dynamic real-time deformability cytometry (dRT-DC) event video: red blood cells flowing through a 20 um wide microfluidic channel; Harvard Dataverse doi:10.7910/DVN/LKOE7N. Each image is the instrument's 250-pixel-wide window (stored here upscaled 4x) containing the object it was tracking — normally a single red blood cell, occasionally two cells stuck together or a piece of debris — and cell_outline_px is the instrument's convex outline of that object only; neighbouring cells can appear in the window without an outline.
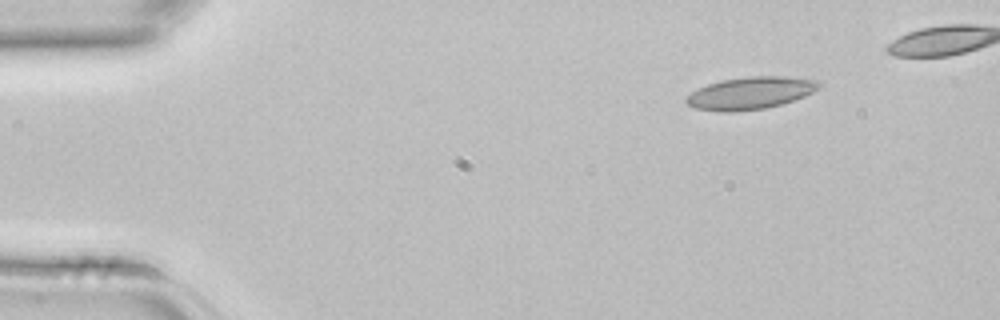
{"species": "common noctule bat (a hibernating species)", "species_latin": "Nyctalus noctula", "temperature_condition": "room temperature", "stored_images_in_passage": 4, "camera_frame_rate_fps": 3000, "um_per_image_px": 0.085, "animal": {"sex": "female", "body_mass_g": 22.7, "forearm_length_mm": 54.2}, "frame": {"image": 1, "passage_image": 1, "time_ms": 0.0, "image_size_px": [1000, 320], "cell_outline_px": [[820, 88], [804, 96], [780, 104], [764, 108], [732, 112], [720, 112], [696, 108], [688, 104], [684, 100], [692, 92], [708, 84], [720, 80], [748, 76], [784, 76], [816, 80], [820, 84]], "centroid_in_image_um": [63.77, 7.9], "position_along_channel_um": 21.2, "area_um2": 24.74}}